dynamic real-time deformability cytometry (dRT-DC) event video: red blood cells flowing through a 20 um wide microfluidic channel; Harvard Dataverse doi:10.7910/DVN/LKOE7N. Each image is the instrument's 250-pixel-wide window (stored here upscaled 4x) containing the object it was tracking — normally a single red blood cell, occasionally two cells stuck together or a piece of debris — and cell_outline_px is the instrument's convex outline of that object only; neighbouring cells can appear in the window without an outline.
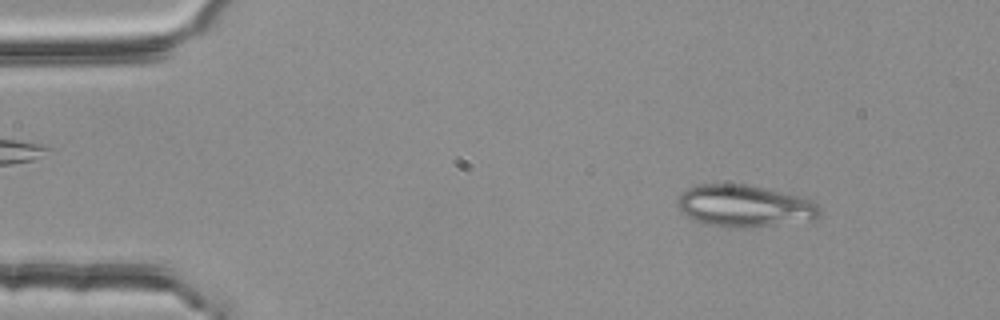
{"species": "common noctule bat (a hibernating species)", "species_latin": "Nyctalus noctula", "temperature_condition": "room temperature", "stored_images_in_passage": 53, "camera_frame_rate_fps": 3000, "um_per_image_px": 0.085, "animal": {"sex": "female", "body_mass_g": 25.1}, "frame": {"image": 1, "passage_image": 6, "time_ms": 1.667, "image_size_px": [1000, 320], "cell_outline_px": [[820, 216], [816, 220], [748, 228], [740, 228], [708, 224], [684, 216], [676, 204], [676, 200], [688, 188], [700, 184], [744, 184], [800, 196], [816, 204], [820, 208]], "centroid_in_image_um": [63.29, 17.52], "position_along_channel_um": 21.7, "area_um2": 34.68}}
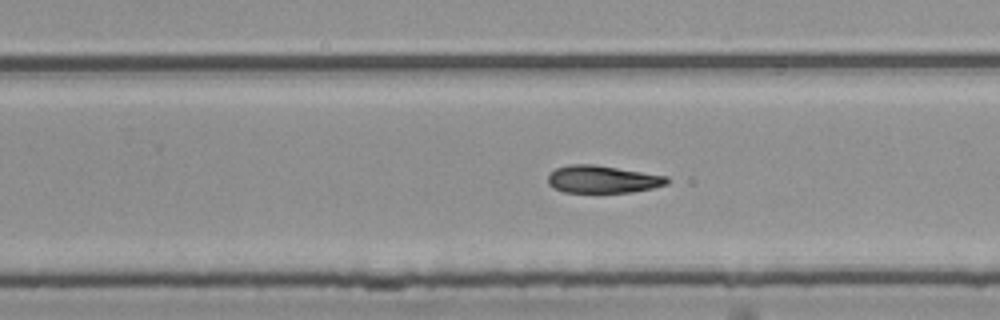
{"frame": {"image": 2, "passage_image": 33, "time_ms": 10.667, "image_size_px": [1000, 320], "cell_outline_px": [[668, 184], [652, 188], [632, 192], [564, 192], [548, 184], [548, 176], [556, 168], [568, 164], [592, 164], [668, 176]], "centroid_in_image_um": [51.22, 15.23], "position_along_channel_um": 278.6, "area_um2": 18.9}}
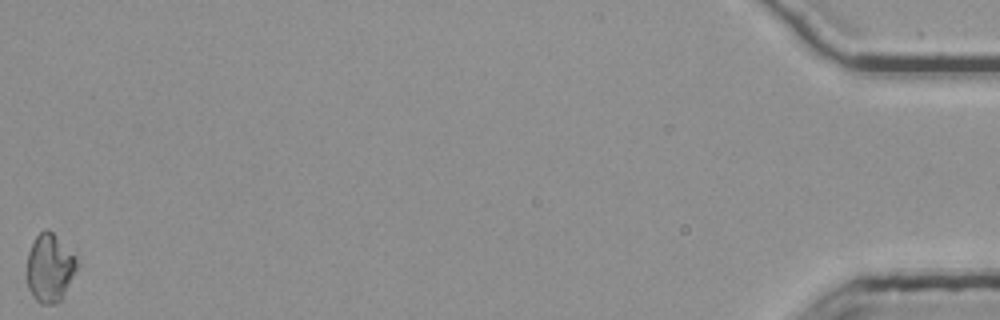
{"frame": {"image": 3, "passage_image": 53, "time_ms": 17.333, "image_size_px": [1000, 320], "cell_outline_px": [[80, 264], [60, 300], [52, 304], [40, 304], [32, 296], [28, 288], [24, 276], [24, 272], [28, 252], [36, 236], [44, 228], [48, 228], [76, 256]], "centroid_in_image_um": [4.19, 22.77], "position_along_channel_um": 431.0, "area_um2": 20.35}}